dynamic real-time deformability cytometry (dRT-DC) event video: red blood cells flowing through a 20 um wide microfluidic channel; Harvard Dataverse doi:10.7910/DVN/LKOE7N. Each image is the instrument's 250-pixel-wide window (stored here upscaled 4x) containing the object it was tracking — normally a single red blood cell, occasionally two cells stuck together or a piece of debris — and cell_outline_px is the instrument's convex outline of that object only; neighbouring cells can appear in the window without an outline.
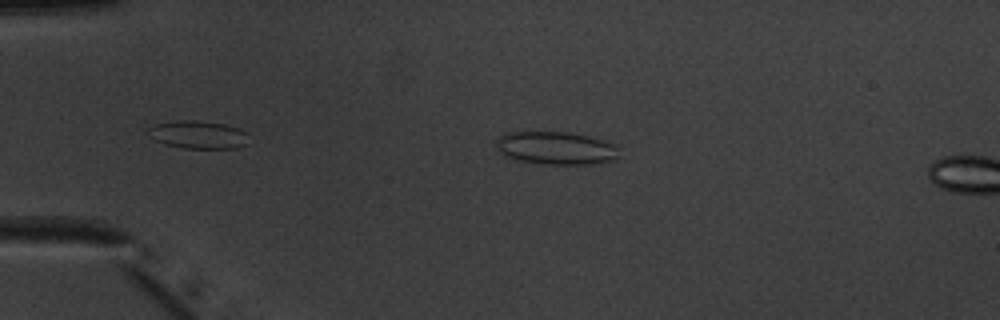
{"species": "common noctule bat (a hibernating species)", "species_latin": "Nyctalus noctula", "temperature_condition": "warm", "stored_images_in_passage": 5, "camera_frame_rate_fps": 3000, "um_per_image_px": 0.085, "animal": {"sex": "male", "body_mass_g": 20.1, "forearm_length_mm": 53.5}, "frame": {"image": 1, "passage_image": 2, "time_ms": 0.333, "image_size_px": [1000, 320], "cell_outline_px": [[620, 156], [616, 160], [592, 164], [544, 164], [516, 160], [504, 156], [496, 148], [496, 140], [504, 132], [568, 132], [588, 136], [612, 144], [620, 148]], "centroid_in_image_um": [47.25, 12.59], "position_along_channel_um": 37.7, "area_um2": 23.81}}